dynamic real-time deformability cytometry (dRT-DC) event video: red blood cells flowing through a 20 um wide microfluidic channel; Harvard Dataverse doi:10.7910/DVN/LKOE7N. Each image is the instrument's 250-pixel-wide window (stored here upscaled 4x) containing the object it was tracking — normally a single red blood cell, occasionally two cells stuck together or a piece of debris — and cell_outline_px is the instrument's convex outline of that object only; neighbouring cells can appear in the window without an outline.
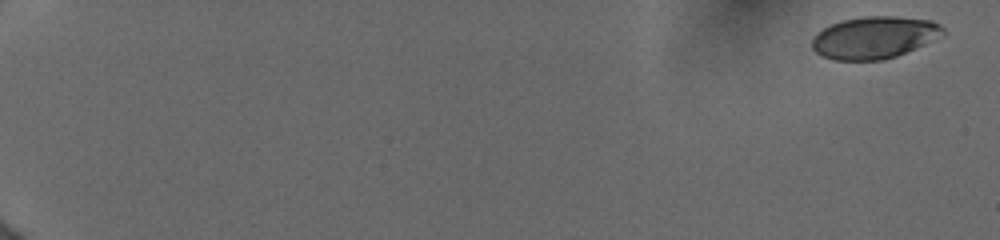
{"species": "human", "species_latin": "Homo sapiens", "temperature_condition": "cold", "stored_images_in_passage": 60, "camera_frame_rate_fps": 3000, "um_per_image_px": 0.085, "donor": {"sex": "female"}, "frame": {"image": 1, "passage_image": 1, "time_ms": 0.0, "image_size_px": [1000, 240], "cell_outline_px": [[944, 36], [896, 56], [884, 60], [832, 60], [816, 52], [812, 48], [812, 40], [824, 28], [832, 24], [844, 20], [864, 16], [896, 16], [932, 20], [940, 24], [944, 28]], "centroid_in_image_um": [74.37, 3.19], "position_along_channel_um": 10.6, "area_um2": 32.08}}
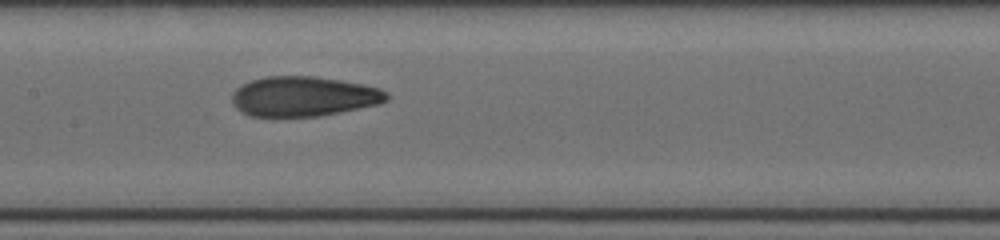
{"frame": {"image": 2, "passage_image": 28, "time_ms": 9.667, "image_size_px": [1000, 240], "cell_outline_px": [[388, 100], [380, 104], [320, 116], [248, 116], [236, 108], [232, 104], [232, 92], [240, 84], [264, 76], [312, 76], [340, 80], [364, 84], [380, 88], [388, 92]], "centroid_in_image_um": [25.8, 8.19], "position_along_channel_um": 181.6, "area_um2": 36.24}}
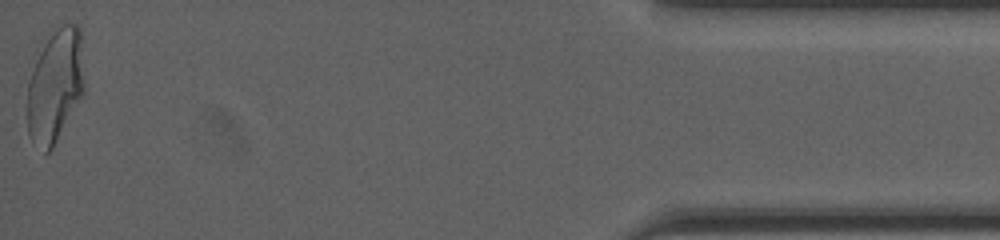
{"frame": {"image": 3, "passage_image": 59, "time_ms": 17.667, "image_size_px": [1000, 240], "cell_outline_px": [[84, 92], [52, 148], [48, 152], [44, 152], [28, 136], [28, 80], [36, 48], [40, 40], [56, 24], [76, 24], [80, 28], [84, 80]], "centroid_in_image_um": [4.65, 7.14], "position_along_channel_um": 430.5, "area_um2": 38.67}, "authors_computed_cell_mechanics": {"area_um2": 35.8938, "velocity_mm_per_s": 3.9747, "shape_relaxation_time_tau1_ms": 6.1128, "shape_relaxation_time_tau2_ms": 1.5137, "deformation_change_tau1": 0.2182, "deformation_change_tau2": 0.0737}}